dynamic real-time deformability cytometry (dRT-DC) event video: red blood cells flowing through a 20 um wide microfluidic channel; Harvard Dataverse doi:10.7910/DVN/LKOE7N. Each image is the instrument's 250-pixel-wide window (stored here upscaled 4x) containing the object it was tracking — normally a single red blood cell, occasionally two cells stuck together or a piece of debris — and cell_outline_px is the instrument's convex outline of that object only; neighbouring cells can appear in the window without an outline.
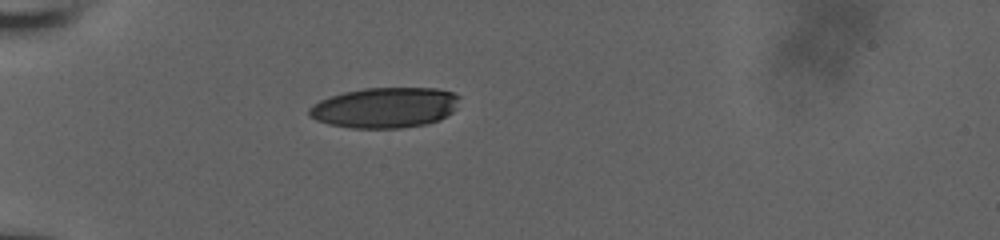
{"species": "human", "species_latin": "Homo sapiens", "temperature_condition": "room temperature", "stored_images_in_passage": 38, "camera_frame_rate_fps": 3000, "um_per_image_px": 0.085, "donor": {"sex": "male"}, "frame": {"image": 1, "passage_image": 1, "time_ms": 0.0, "image_size_px": [1000, 240], "cell_outline_px": [[460, 96], [456, 108], [452, 112], [440, 120], [428, 124], [400, 128], [352, 128], [328, 124], [316, 120], [308, 116], [308, 108], [320, 100], [344, 92], [364, 88], [436, 88], [452, 92]], "centroid_in_image_um": [32.73, 9.15], "position_along_channel_um": 52.3, "area_um2": 35.6}}
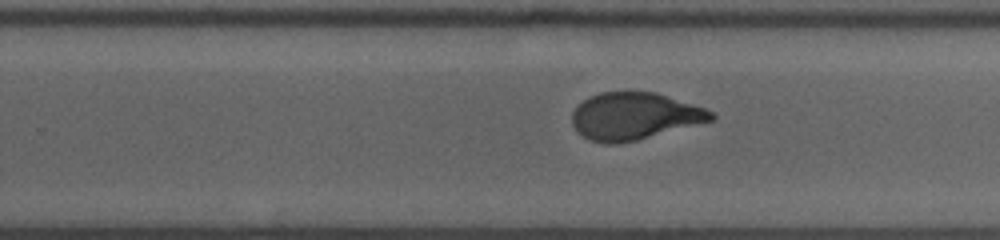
{"frame": {"image": 2, "passage_image": 20, "time_ms": 6.333, "image_size_px": [1000, 240], "cell_outline_px": [[716, 116], [712, 120], [636, 140], [616, 144], [604, 144], [588, 140], [572, 124], [572, 112], [584, 100], [600, 92], [656, 92], [704, 108], [712, 112]], "centroid_in_image_um": [53.9, 9.88], "position_along_channel_um": 275.9, "area_um2": 37.63}}
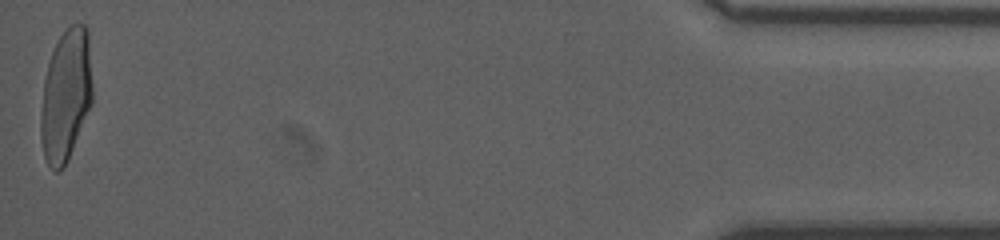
{"frame": {"image": 3, "passage_image": 38, "time_ms": 12.333, "image_size_px": [1000, 240], "cell_outline_px": [[92, 104], [68, 160], [60, 172], [52, 172], [44, 156], [40, 140], [40, 116], [44, 80], [48, 64], [52, 52], [60, 36], [72, 24], [84, 24], [88, 28], [92, 84]], "centroid_in_image_um": [5.6, 8.15], "position_along_channel_um": 429.6, "area_um2": 40.0}, "authors_computed_cell_mechanics": {"area_um2": 39.2462, "velocity_mm_per_s": 3.9348, "shape_relaxation_time_tau1_ms": 6.9856, "shape_relaxation_time_tau2_ms": null, "deformation_change_tau1": 0.2446, "deformation_change_tau2": null}}